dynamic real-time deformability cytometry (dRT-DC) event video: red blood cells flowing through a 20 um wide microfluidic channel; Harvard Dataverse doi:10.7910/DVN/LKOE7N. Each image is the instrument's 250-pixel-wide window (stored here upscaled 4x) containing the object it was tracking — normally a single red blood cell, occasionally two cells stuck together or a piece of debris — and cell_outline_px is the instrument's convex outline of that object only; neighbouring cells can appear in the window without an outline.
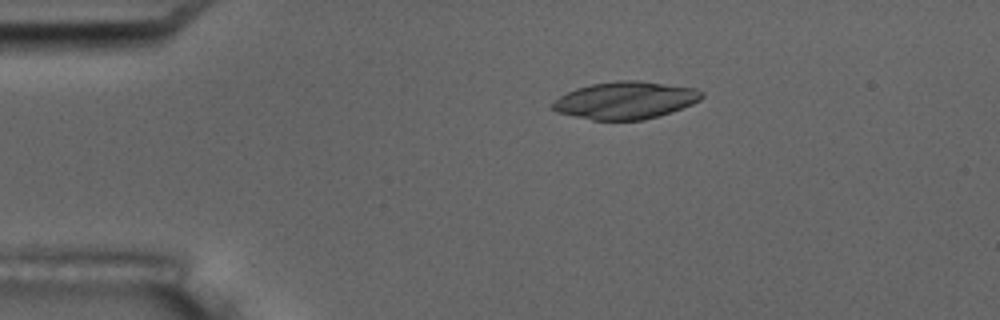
{"species": "common noctule bat (a hibernating species)", "species_latin": "Nyctalus noctula", "temperature_condition": "room temperature", "stored_images_in_passage": 5, "camera_frame_rate_fps": 3000, "um_per_image_px": 0.085, "animal": {"sex": "male", "body_mass_g": 17.5, "forearm_length_mm": 52.3}, "frame": {"image": 1, "passage_image": 4, "time_ms": 3.333, "image_size_px": [1000, 320], "cell_outline_px": [[704, 96], [700, 100], [692, 104], [672, 112], [660, 116], [644, 120], [592, 120], [556, 112], [552, 108], [552, 104], [560, 96], [576, 88], [592, 84], [616, 80], [636, 80], [696, 88], [704, 92]], "centroid_in_image_um": [53.19, 8.53], "position_along_channel_um": 31.8, "area_um2": 32.54}}